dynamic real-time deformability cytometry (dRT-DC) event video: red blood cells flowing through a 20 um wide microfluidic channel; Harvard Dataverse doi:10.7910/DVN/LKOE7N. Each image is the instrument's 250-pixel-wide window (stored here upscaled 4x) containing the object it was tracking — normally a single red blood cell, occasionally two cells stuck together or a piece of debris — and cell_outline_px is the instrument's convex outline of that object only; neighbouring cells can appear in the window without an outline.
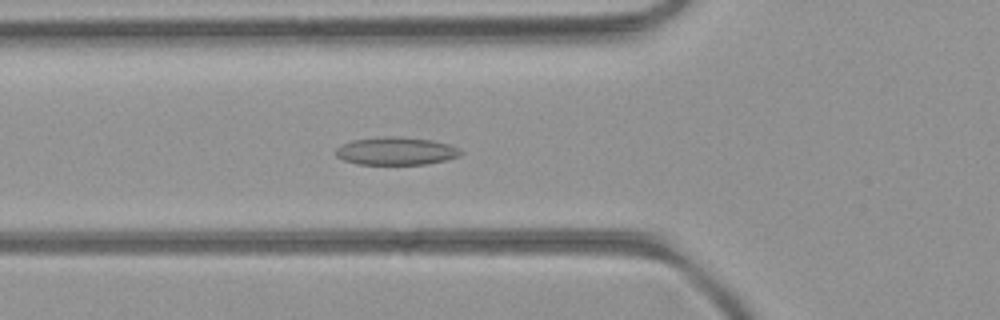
{"species": "common noctule bat (a hibernating species)", "species_latin": "Nyctalus noctula", "temperature_condition": "room temperature", "stored_images_in_passage": 51, "camera_frame_rate_fps": 3000, "um_per_image_px": 0.085, "animal": {"sex": "female", "body_mass_g": 21.9}, "frame": {"image": 1, "passage_image": 18, "time_ms": 5.667, "image_size_px": [1000, 320], "cell_outline_px": [[464, 152], [460, 156], [448, 160], [428, 164], [356, 164], [344, 160], [336, 156], [336, 148], [352, 140], [380, 136], [400, 136], [432, 140], [448, 144], [460, 148]], "centroid_in_image_um": [33.71, 12.83], "position_along_channel_um": 92.1, "area_um2": 20.52}}
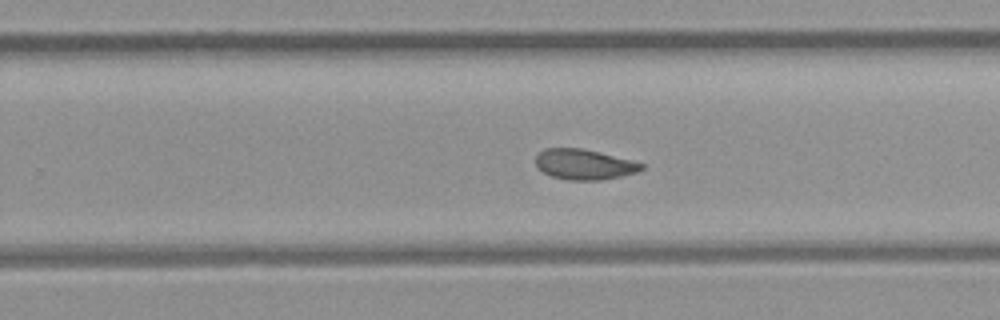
{"frame": {"image": 2, "passage_image": 32, "time_ms": 10.333, "image_size_px": [1000, 320], "cell_outline_px": [[644, 168], [636, 172], [620, 176], [600, 180], [568, 180], [552, 176], [544, 172], [536, 164], [536, 156], [544, 148], [580, 148], [644, 164]], "centroid_in_image_um": [49.62, 13.98], "position_along_channel_um": 280.2, "area_um2": 18.21}}
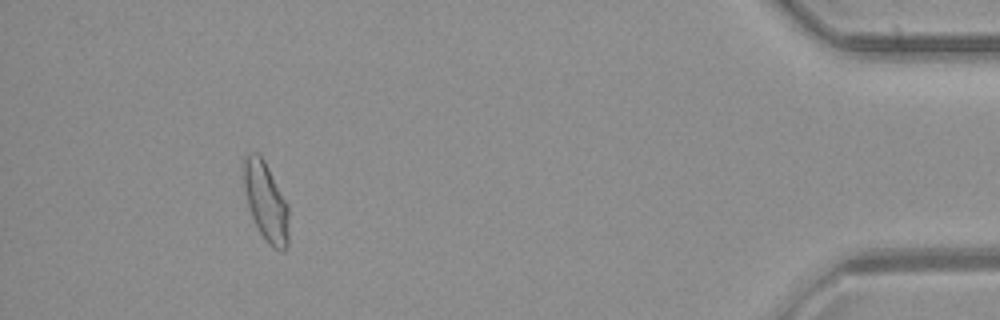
{"frame": {"image": 3, "passage_image": 47, "time_ms": 15.333, "image_size_px": [1000, 320], "cell_outline_px": [[288, 248], [284, 252], [280, 252], [272, 248], [268, 244], [260, 232], [252, 216], [248, 204], [244, 188], [244, 160], [252, 152], [256, 152], [264, 160], [288, 204]], "centroid_in_image_um": [22.64, 17.22], "position_along_channel_um": 412.6, "area_um2": 20.52}, "authors_computed_cell_mechanics": {"area_um2": 20.23, "velocity_mm_per_s": 4.0293, "shape_relaxation_time_tau1_ms": null, "shape_relaxation_time_tau2_ms": 4.1425, "deformation_change_tau1": null, "deformation_change_tau2": 0.095}}